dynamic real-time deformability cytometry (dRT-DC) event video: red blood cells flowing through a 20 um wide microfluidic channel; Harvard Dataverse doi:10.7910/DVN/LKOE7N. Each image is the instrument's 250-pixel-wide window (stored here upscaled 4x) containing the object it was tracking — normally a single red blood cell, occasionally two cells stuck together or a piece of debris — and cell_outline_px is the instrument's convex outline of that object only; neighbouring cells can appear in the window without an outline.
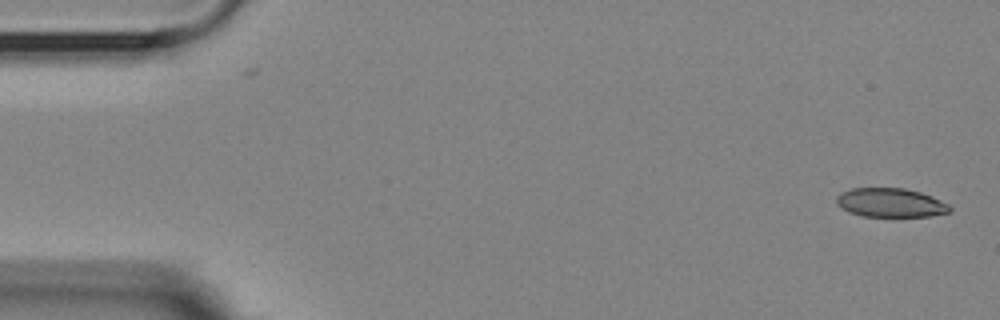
{"species": "Egyptian fruit bat (a non-hibernating species)", "species_latin": "Rousettus aegyptiacus", "temperature_condition": "room temperature", "stored_images_in_passage": 54, "camera_frame_rate_fps": 3000, "um_per_image_px": 0.085, "animal": {"sex": "female"}, "frame": {"image": 1, "passage_image": 1, "time_ms": 0.0, "image_size_px": [1000, 320], "cell_outline_px": [[952, 212], [932, 216], [864, 216], [848, 212], [840, 208], [836, 204], [836, 196], [840, 192], [852, 188], [904, 188], [920, 192], [932, 196], [948, 204], [952, 208]], "centroid_in_image_um": [75.68, 17.23], "position_along_channel_um": 9.3, "area_um2": 19.31}}
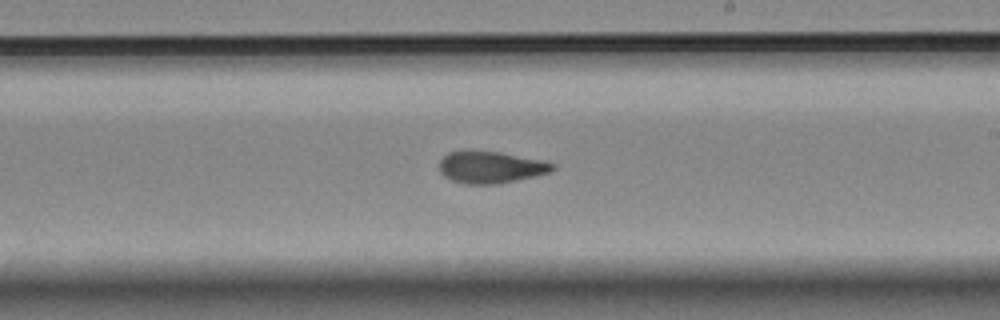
{"frame": {"image": 2, "passage_image": 31, "time_ms": 10.0, "image_size_px": [1000, 320], "cell_outline_px": [[556, 168], [548, 172], [516, 180], [496, 184], [464, 184], [452, 180], [444, 176], [440, 172], [440, 160], [448, 152], [468, 148], [500, 152], [540, 160], [556, 164]], "centroid_in_image_um": [41.64, 14.18], "position_along_channel_um": 247.4, "area_um2": 21.27}}
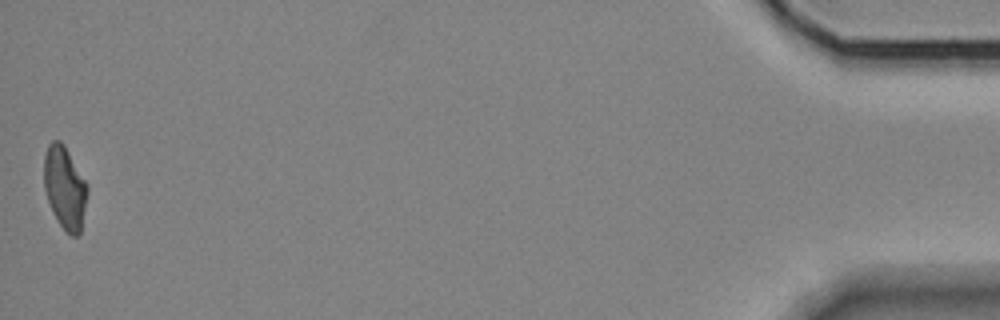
{"frame": {"image": 3, "passage_image": 54, "time_ms": 17.667, "image_size_px": [1000, 320], "cell_outline_px": [[88, 192], [80, 232], [76, 236], [72, 236], [60, 224], [52, 212], [44, 188], [44, 156], [48, 144], [52, 140], [60, 140], [64, 144], [88, 184]], "centroid_in_image_um": [5.51, 15.91], "position_along_channel_um": 429.7, "area_um2": 20.87}, "authors_computed_cell_mechanics": {"area_um2": 21.2704, "velocity_mm_per_s": 3.6037, "shape_relaxation_time_tau1_ms": 8.2029, "shape_relaxation_time_tau2_ms": 2.1653, "deformation_change_tau1": 0.1778, "deformation_change_tau2": 0.0801}}